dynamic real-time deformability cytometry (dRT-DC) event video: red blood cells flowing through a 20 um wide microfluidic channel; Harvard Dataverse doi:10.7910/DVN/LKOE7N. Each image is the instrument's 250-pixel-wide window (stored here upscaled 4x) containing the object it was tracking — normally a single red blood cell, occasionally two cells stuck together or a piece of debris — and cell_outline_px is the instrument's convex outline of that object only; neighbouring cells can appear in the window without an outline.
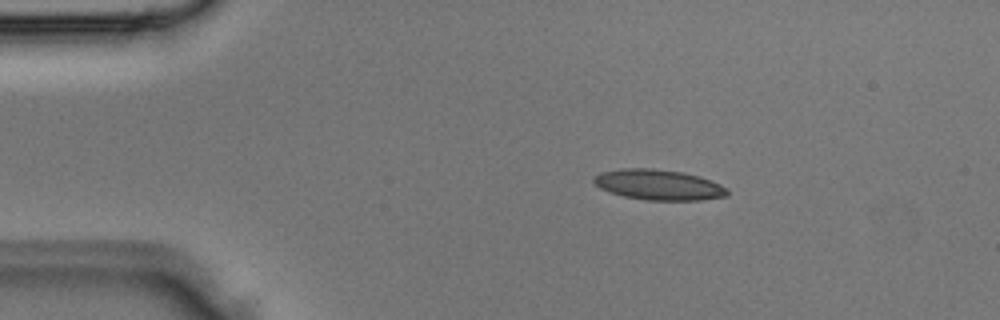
{"species": "Egyptian fruit bat (a non-hibernating species)", "species_latin": "Rousettus aegyptiacus", "temperature_condition": "room temperature", "stored_images_in_passage": 2, "camera_frame_rate_fps": 3000, "um_per_image_px": 0.085, "animal": {"sex": "male"}, "frame": {"image": 1, "passage_image": 1, "time_ms": 0.0, "image_size_px": [1000, 320], "cell_outline_px": [[728, 196], [700, 200], [644, 200], [624, 196], [600, 188], [592, 180], [592, 176], [600, 172], [620, 168], [652, 168], [684, 172], [700, 176], [712, 180], [728, 188]], "centroid_in_image_um": [55.99, 15.69], "position_along_channel_um": 29.0, "area_um2": 23.93}}